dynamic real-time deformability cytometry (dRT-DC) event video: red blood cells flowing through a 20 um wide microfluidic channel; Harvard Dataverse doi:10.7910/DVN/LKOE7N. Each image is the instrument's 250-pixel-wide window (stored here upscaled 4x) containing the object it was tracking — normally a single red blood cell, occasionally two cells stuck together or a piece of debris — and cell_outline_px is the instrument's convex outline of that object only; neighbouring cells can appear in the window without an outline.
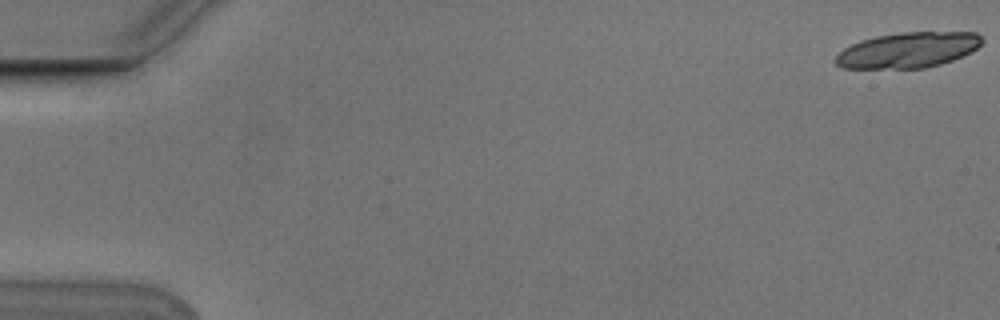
{"species": "Egyptian fruit bat (a non-hibernating species)", "species_latin": "Rousettus aegyptiacus", "temperature_condition": "cold", "stored_images_in_passage": 7, "camera_frame_rate_fps": 3000, "um_per_image_px": 0.085, "animal": {"sex": "male"}, "frame": {"image": 1, "passage_image": 1, "time_ms": 0.0, "image_size_px": [1000, 320], "cell_outline_px": [[984, 40], [976, 48], [952, 60], [940, 64], [924, 68], [840, 68], [832, 60], [844, 48], [860, 40], [876, 36], [904, 32], [976, 32]], "centroid_in_image_um": [77.14, 4.25], "position_along_channel_um": 7.9, "area_um2": 30.11}}